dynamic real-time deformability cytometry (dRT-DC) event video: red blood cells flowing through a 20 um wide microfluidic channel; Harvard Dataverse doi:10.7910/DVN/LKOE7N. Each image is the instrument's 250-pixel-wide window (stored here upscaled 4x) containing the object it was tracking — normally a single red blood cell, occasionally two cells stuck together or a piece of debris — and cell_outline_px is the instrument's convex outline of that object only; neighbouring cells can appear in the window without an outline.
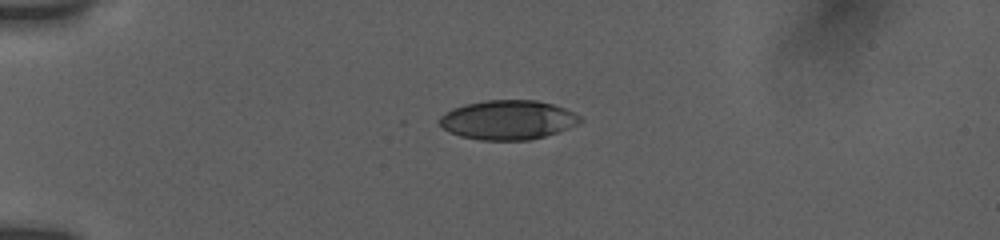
{"species": "human", "species_latin": "Homo sapiens", "temperature_condition": "room temperature", "stored_images_in_passage": 72, "camera_frame_rate_fps": 3000, "um_per_image_px": 0.085, "donor": {"sex": "female"}, "frame": {"image": 1, "passage_image": 1, "time_ms": 0.0, "image_size_px": [1000, 240], "cell_outline_px": [[584, 120], [560, 132], [528, 140], [480, 140], [460, 136], [448, 132], [440, 124], [440, 116], [444, 112], [452, 108], [464, 104], [484, 100], [536, 100], [552, 104], [564, 108], [580, 116]], "centroid_in_image_um": [43.15, 10.19], "position_along_channel_um": 41.8, "area_um2": 32.31}}
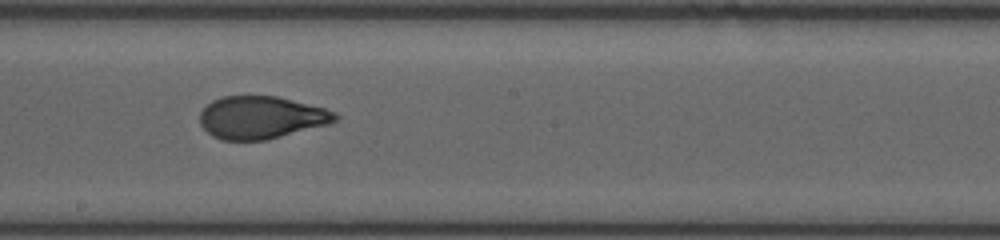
{"frame": {"image": 2, "passage_image": 36, "time_ms": 6.0, "image_size_px": [1000, 240], "cell_outline_px": [[340, 116], [336, 120], [328, 124], [268, 140], [220, 140], [212, 136], [200, 124], [200, 112], [212, 100], [224, 96], [276, 96], [324, 108], [336, 112]], "centroid_in_image_um": [22.19, 9.99], "position_along_channel_um": 226.0, "area_um2": 33.52}}
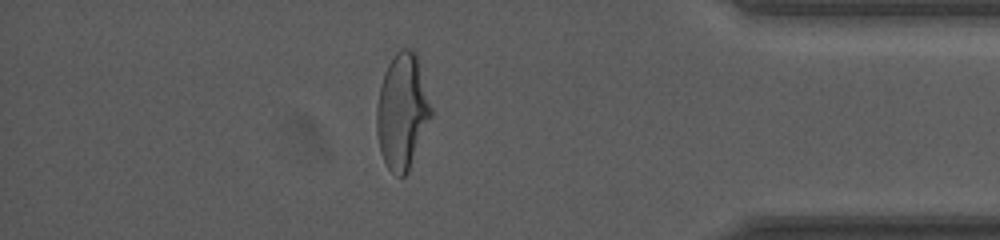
{"frame": {"image": 3, "passage_image": 71, "time_ms": 11.333, "image_size_px": [1000, 240], "cell_outline_px": [[432, 116], [408, 172], [404, 176], [396, 176], [388, 168], [380, 152], [376, 132], [376, 108], [380, 84], [384, 72], [388, 64], [396, 52], [400, 48], [408, 48], [416, 52], [432, 108]], "centroid_in_image_um": [34.18, 9.47], "position_along_channel_um": 401.0, "area_um2": 36.76}, "authors_computed_cell_mechanics": {"area_um2": 34.391, "velocity_mm_per_s": 3.7799, "shape_relaxation_time_tau1_ms": 5.0542, "shape_relaxation_time_tau2_ms": 1.0192, "deformation_change_tau1": 0.1997, "deformation_change_tau2": 0.0685}}